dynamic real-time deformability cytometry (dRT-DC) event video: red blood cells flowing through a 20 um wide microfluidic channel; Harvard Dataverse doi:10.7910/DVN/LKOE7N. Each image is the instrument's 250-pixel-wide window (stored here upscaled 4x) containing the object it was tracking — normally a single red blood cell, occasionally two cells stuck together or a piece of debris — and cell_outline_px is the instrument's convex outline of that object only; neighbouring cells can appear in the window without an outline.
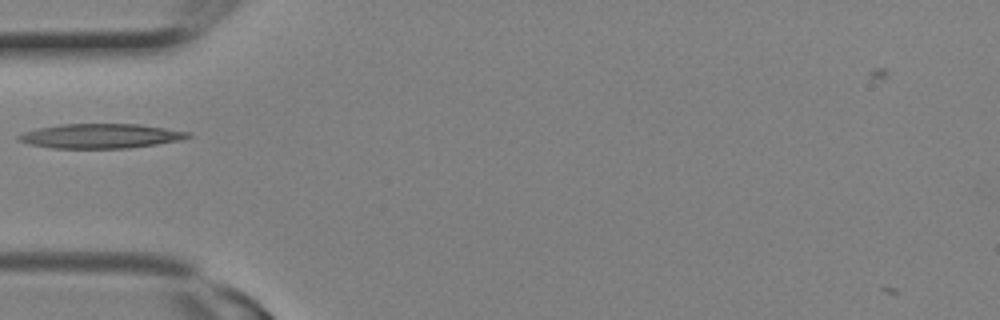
{"species": "Egyptian fruit bat (a non-hibernating species)", "species_latin": "Rousettus aegyptiacus", "temperature_condition": "room temperature", "stored_images_in_passage": 3, "camera_frame_rate_fps": 3000, "um_per_image_px": 0.085, "animal": {"sex": "female"}, "frame": {"image": 1, "passage_image": 1, "time_ms": 0.0, "image_size_px": [1000, 320], "cell_outline_px": [[192, 136], [184, 140], [128, 148], [52, 148], [28, 144], [20, 140], [16, 136], [24, 132], [36, 128], [60, 124], [136, 124], [164, 128], [188, 132]], "centroid_in_image_um": [8.54, 11.56], "position_along_channel_um": 76.5, "area_um2": 24.16}}
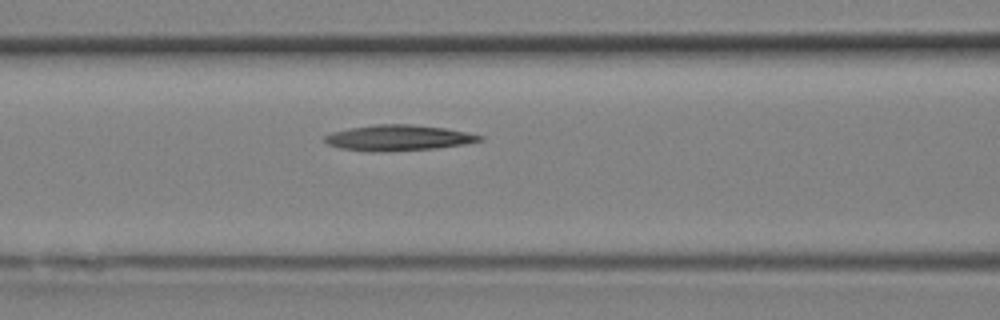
{"frame": {"image": 2, "passage_image": 3, "time_ms": 0.667, "image_size_px": [1000, 320], "cell_outline_px": [[484, 140], [464, 144], [436, 148], [388, 152], [372, 152], [340, 148], [328, 144], [324, 140], [324, 136], [332, 132], [348, 128], [376, 124], [412, 124], [444, 128], [484, 136]], "centroid_in_image_um": [33.83, 11.72], "position_along_channel_um": 132.8, "area_um2": 23.29}}